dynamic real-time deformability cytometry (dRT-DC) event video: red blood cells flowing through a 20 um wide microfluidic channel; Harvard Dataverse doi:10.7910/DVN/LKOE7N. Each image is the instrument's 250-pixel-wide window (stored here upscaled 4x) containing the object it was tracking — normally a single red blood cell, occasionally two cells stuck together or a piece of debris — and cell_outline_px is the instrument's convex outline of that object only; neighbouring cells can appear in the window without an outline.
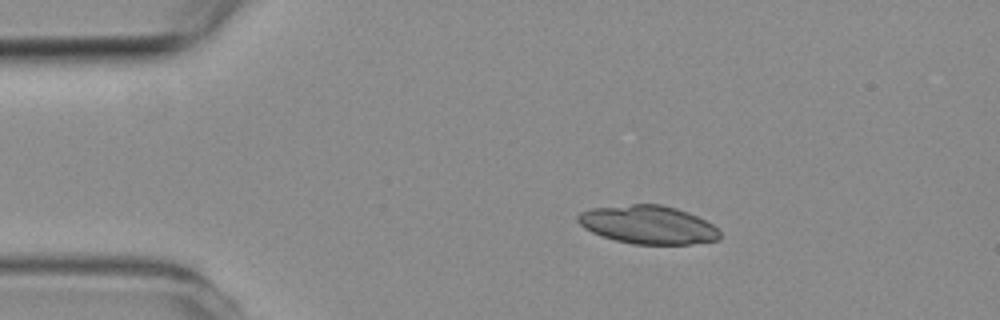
{"species": "common noctule bat (a hibernating species)", "species_latin": "Nyctalus noctula", "temperature_condition": "room temperature", "stored_images_in_passage": 3, "camera_frame_rate_fps": 3000, "um_per_image_px": 0.085, "animal": {"sex": "female", "body_mass_g": 19.3, "forearm_length_mm": 54.1}, "frame": {"image": 1, "passage_image": 1, "time_ms": 0.0, "image_size_px": [1000, 320], "cell_outline_px": [[720, 240], [688, 244], [632, 244], [616, 240], [592, 232], [584, 228], [576, 220], [576, 216], [580, 212], [592, 208], [632, 204], [660, 204], [676, 208], [688, 212], [712, 224], [720, 232]], "centroid_in_image_um": [55.08, 19.1], "position_along_channel_um": 29.9, "area_um2": 31.62}}